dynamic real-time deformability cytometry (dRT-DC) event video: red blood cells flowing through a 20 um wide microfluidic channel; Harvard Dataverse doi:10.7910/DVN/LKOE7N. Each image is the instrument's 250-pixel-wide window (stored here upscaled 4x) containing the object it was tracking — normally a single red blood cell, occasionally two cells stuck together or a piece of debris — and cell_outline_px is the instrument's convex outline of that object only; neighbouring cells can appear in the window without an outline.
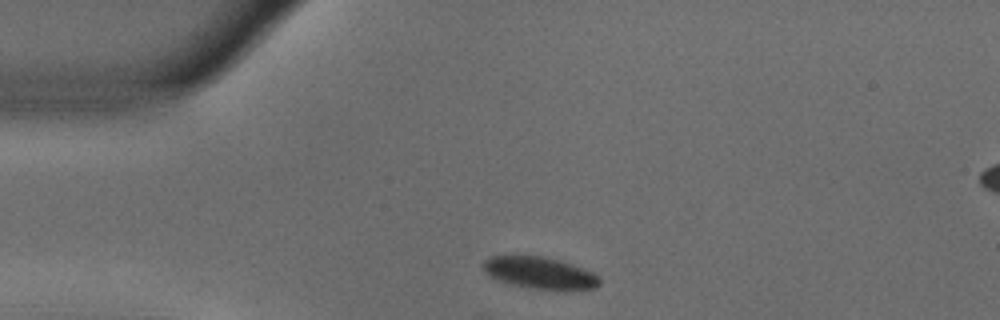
{"species": "common noctule bat (a hibernating species)", "species_latin": "Nyctalus noctula", "temperature_condition": "warm", "stored_images_in_passage": 27, "camera_frame_rate_fps": 3000, "um_per_image_px": 0.085, "animal": {"sex": "male", "body_mass_g": 18.8}, "frame": {"image": 1, "passage_image": 1, "time_ms": 0.0, "image_size_px": [1000, 320], "cell_outline_px": [[600, 284], [596, 288], [528, 288], [496, 280], [484, 272], [480, 264], [488, 256], [544, 256], [560, 260], [584, 268], [600, 276]], "centroid_in_image_um": [45.82, 23.16], "position_along_channel_um": 39.2, "area_um2": 21.44}}
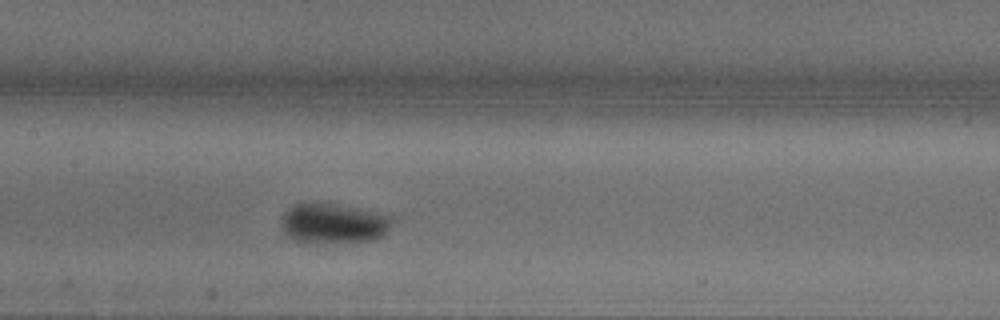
{"frame": {"image": 2, "passage_image": 15, "time_ms": 4.667, "image_size_px": [1000, 320], "cell_outline_px": [[392, 220], [388, 232], [372, 240], [316, 244], [304, 244], [288, 236], [284, 232], [280, 224], [280, 216], [288, 208], [304, 200], [308, 200], [336, 204], [360, 208], [392, 216]], "centroid_in_image_um": [28.26, 18.97], "position_along_channel_um": 179.1, "area_um2": 26.76}}
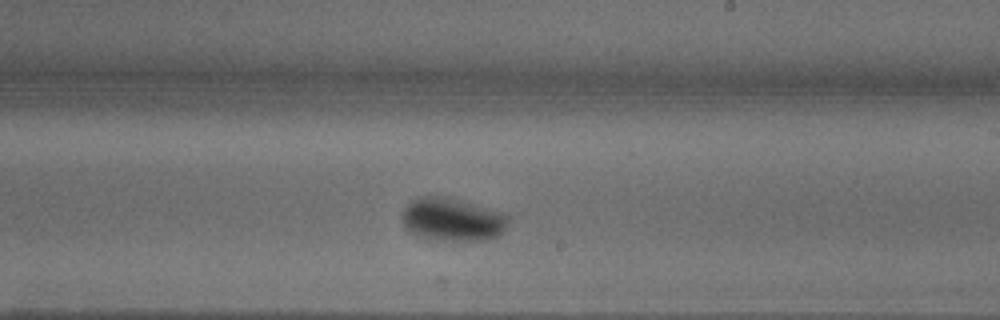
{"frame": {"image": 3, "passage_image": 21, "time_ms": 6.667, "image_size_px": [1000, 320], "cell_outline_px": [[508, 224], [504, 232], [500, 236], [488, 240], [424, 240], [416, 236], [404, 224], [400, 212], [412, 200], [420, 196], [448, 196], [504, 212], [508, 216]], "centroid_in_image_um": [38.47, 18.66], "position_along_channel_um": 250.5, "area_um2": 27.28}}